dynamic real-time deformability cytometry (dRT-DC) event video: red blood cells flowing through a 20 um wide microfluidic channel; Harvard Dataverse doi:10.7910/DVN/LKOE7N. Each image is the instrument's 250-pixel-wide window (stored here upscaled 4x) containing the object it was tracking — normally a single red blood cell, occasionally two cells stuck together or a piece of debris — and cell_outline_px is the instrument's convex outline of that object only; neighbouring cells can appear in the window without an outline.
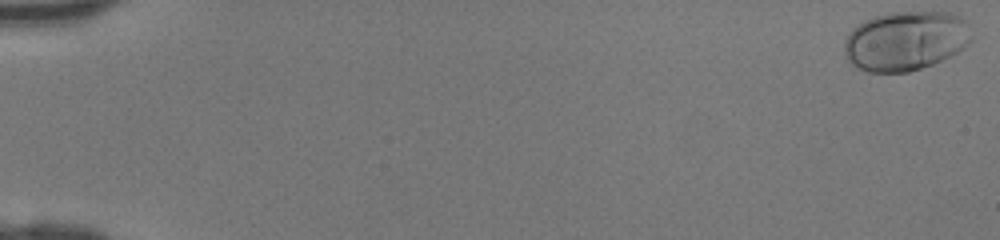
{"species": "human", "species_latin": "Homo sapiens", "temperature_condition": "room temperature", "stored_images_in_passage": 47, "camera_frame_rate_fps": 3000, "um_per_image_px": 0.085, "donor": {"sex": "female"}, "frame": {"image": 1, "passage_image": 1, "time_ms": 0.0, "image_size_px": [1000, 240], "cell_outline_px": [[972, 40], [968, 44], [956, 52], [932, 64], [908, 72], [868, 72], [856, 68], [848, 60], [844, 52], [844, 44], [848, 32], [852, 28], [864, 20], [888, 12], [948, 12], [960, 16], [964, 20], [972, 36]], "centroid_in_image_um": [76.94, 3.47], "position_along_channel_um": 8.1, "area_um2": 44.04}}
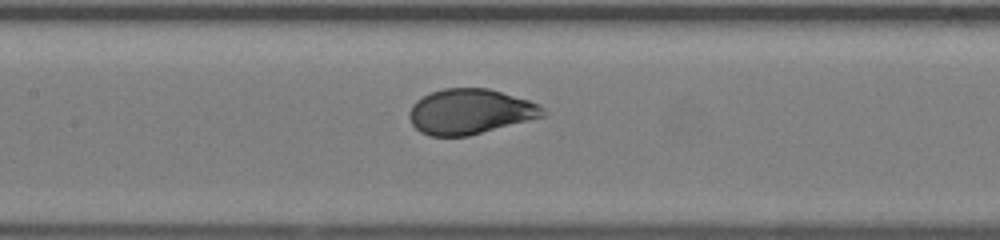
{"frame": {"image": 2, "passage_image": 24, "time_ms": 7.667, "image_size_px": [1000, 240], "cell_outline_px": [[544, 116], [468, 136], [428, 136], [420, 132], [412, 124], [408, 116], [408, 112], [412, 104], [416, 100], [432, 92], [444, 88], [488, 88], [528, 100], [540, 104], [544, 108]], "centroid_in_image_um": [39.92, 9.49], "position_along_channel_um": 167.5, "area_um2": 35.08}}
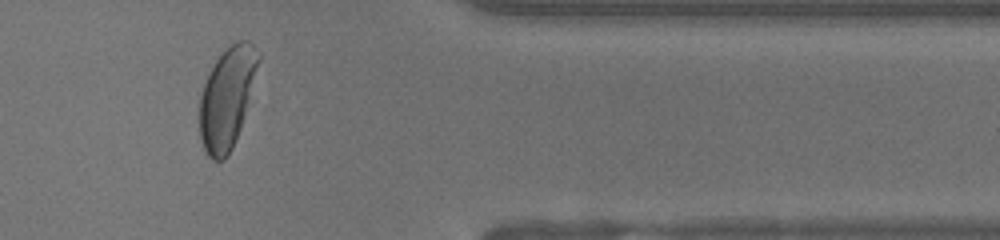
{"frame": {"image": 3, "passage_image": 40, "time_ms": 13.0, "image_size_px": [1000, 240], "cell_outline_px": [[260, 60], [240, 128], [232, 148], [228, 156], [224, 160], [212, 160], [204, 152], [200, 140], [200, 96], [208, 72], [216, 60], [236, 40], [248, 40], [260, 52]], "centroid_in_image_um": [19.28, 8.33], "position_along_channel_um": 392.1, "area_um2": 34.28}}